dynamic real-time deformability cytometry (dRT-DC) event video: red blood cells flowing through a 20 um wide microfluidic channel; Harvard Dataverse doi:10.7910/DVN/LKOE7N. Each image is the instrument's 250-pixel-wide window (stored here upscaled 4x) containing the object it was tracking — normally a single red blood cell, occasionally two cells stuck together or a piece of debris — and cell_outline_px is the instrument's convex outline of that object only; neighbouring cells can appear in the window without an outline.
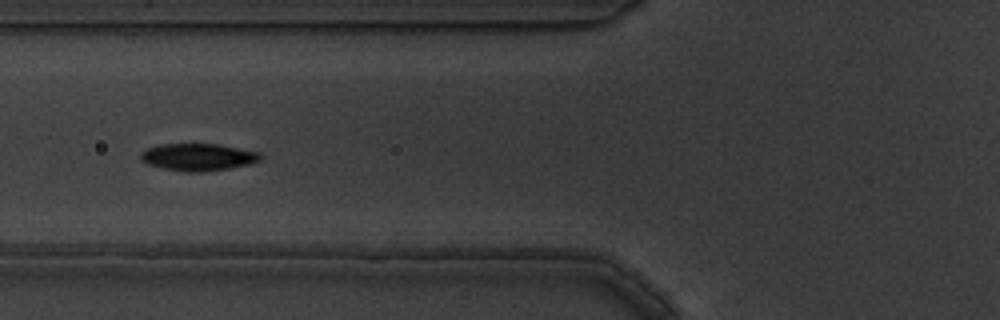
{"species": "common noctule bat (a hibernating species)", "species_latin": "Nyctalus noctula", "temperature_condition": "warm", "stored_images_in_passage": 10, "camera_frame_rate_fps": 3000, "um_per_image_px": 0.085, "animal": {"sex": "male", "body_mass_g": 19.5, "forearm_length_mm": 54.6}, "frame": {"image": 1, "passage_image": 7, "time_ms": 2.0, "image_size_px": [1000, 320], "cell_outline_px": [[264, 156], [260, 160], [248, 164], [228, 168], [200, 172], [188, 172], [164, 168], [148, 164], [140, 160], [140, 152], [144, 148], [160, 144], [216, 144], [260, 152]], "centroid_in_image_um": [16.8, 13.34], "position_along_channel_um": 109.0, "area_um2": 18.96}}
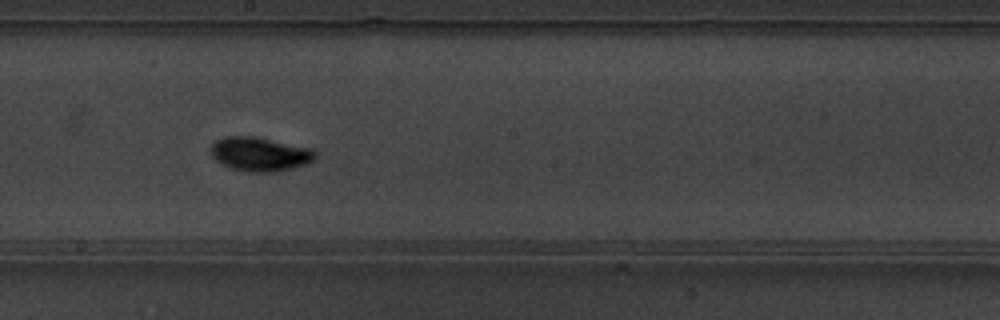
{"frame": {"image": 2, "passage_image": 10, "time_ms": 3.0, "image_size_px": [1000, 320], "cell_outline_px": [[316, 156], [312, 160], [304, 164], [292, 168], [276, 172], [248, 172], [232, 168], [216, 160], [212, 156], [208, 148], [216, 140], [224, 136], [252, 136], [312, 148], [316, 152]], "centroid_in_image_um": [22.06, 13.09], "position_along_channel_um": 226.1, "area_um2": 20.63}}